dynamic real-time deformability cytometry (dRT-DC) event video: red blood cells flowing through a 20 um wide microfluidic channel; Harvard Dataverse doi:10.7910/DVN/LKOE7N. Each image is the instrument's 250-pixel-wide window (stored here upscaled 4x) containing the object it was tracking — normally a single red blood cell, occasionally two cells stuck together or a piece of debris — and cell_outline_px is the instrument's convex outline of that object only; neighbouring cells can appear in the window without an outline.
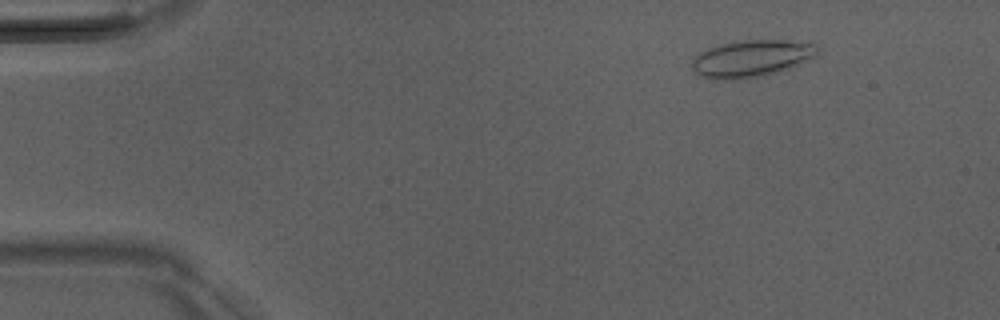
{"species": "Egyptian fruit bat (a non-hibernating species)", "species_latin": "Rousettus aegyptiacus", "temperature_condition": "room temperature", "stored_images_in_passage": 51, "camera_frame_rate_fps": 3000, "um_per_image_px": 0.085, "animal": {"sex": "male"}, "frame": {"image": 1, "passage_image": 7, "time_ms": 2.0, "image_size_px": [1000, 320], "cell_outline_px": [[820, 48], [816, 56], [788, 68], [764, 76], [736, 80], [712, 80], [700, 76], [692, 68], [692, 60], [700, 52], [708, 48], [732, 40], [784, 40], [816, 44]], "centroid_in_image_um": [63.84, 4.97], "position_along_channel_um": 21.2, "area_um2": 27.28}}
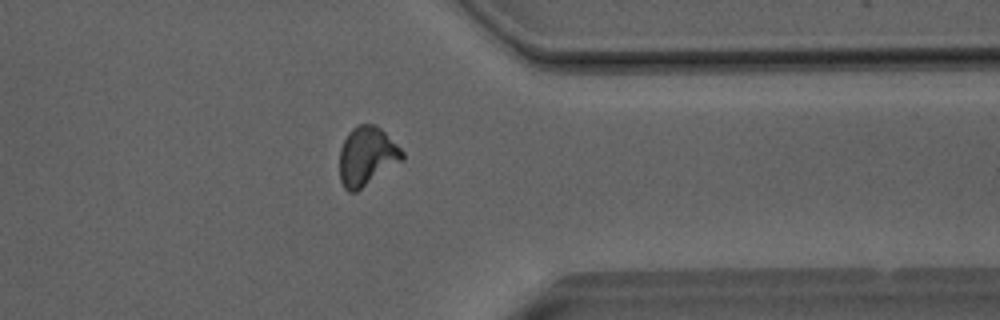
{"frame": {"image": 2, "passage_image": 41, "time_ms": 13.333, "image_size_px": [1000, 320], "cell_outline_px": [[404, 160], [356, 192], [348, 192], [344, 188], [340, 180], [340, 148], [348, 132], [352, 128], [360, 124], [376, 124], [404, 152]], "centroid_in_image_um": [31.18, 13.29], "position_along_channel_um": 380.2, "area_um2": 21.56}}
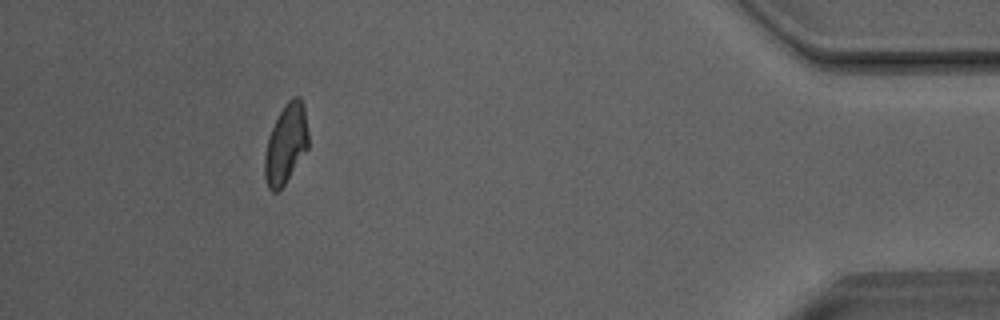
{"frame": {"image": 3, "passage_image": 47, "time_ms": 15.333, "image_size_px": [1000, 320], "cell_outline_px": [[308, 148], [284, 184], [276, 192], [272, 192], [268, 188], [264, 176], [264, 156], [268, 140], [272, 128], [284, 104], [292, 96], [300, 96], [304, 104], [308, 132]], "centroid_in_image_um": [24.31, 12.21], "position_along_channel_um": 410.9, "area_um2": 20.11}, "authors_computed_cell_mechanics": {"area_um2": 21.3282, "velocity_mm_per_s": 4.0594, "shape_relaxation_time_tau1_ms": null, "shape_relaxation_time_tau2_ms": 2.0124, "deformation_change_tau1": null, "deformation_change_tau2": 0.0811}}